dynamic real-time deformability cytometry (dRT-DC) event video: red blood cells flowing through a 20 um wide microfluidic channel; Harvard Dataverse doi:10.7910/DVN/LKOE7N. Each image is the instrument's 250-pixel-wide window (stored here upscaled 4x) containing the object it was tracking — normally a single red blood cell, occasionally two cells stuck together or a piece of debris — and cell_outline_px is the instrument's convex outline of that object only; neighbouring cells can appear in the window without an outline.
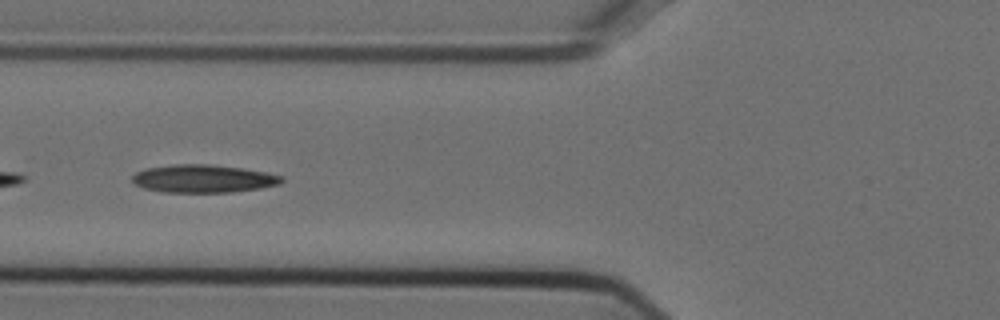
{"species": "Egyptian fruit bat (a non-hibernating species)", "species_latin": "Rousettus aegyptiacus", "temperature_condition": "cold", "stored_images_in_passage": 28, "camera_frame_rate_fps": 3000, "um_per_image_px": 0.085, "animal": {"sex": "female"}, "frame": {"image": 1, "passage_image": 20, "time_ms": 6.333, "image_size_px": [1000, 320], "cell_outline_px": [[284, 180], [280, 184], [260, 188], [232, 192], [160, 192], [144, 188], [136, 184], [132, 180], [132, 176], [136, 172], [148, 168], [176, 164], [208, 164], [240, 168], [264, 172], [284, 176]], "centroid_in_image_um": [17.29, 15.19], "position_along_channel_um": 108.5, "area_um2": 24.16}}
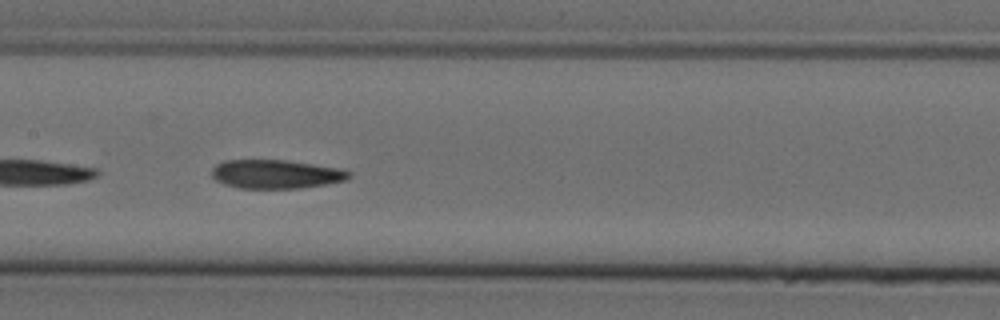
{"frame": {"image": 2, "passage_image": 26, "time_ms": 8.333, "image_size_px": [1000, 320], "cell_outline_px": [[352, 176], [348, 180], [300, 188], [240, 188], [224, 184], [216, 180], [212, 176], [212, 168], [216, 164], [224, 160], [284, 160], [340, 168], [352, 172]], "centroid_in_image_um": [23.47, 14.8], "position_along_channel_um": 183.9, "area_um2": 23.0}}